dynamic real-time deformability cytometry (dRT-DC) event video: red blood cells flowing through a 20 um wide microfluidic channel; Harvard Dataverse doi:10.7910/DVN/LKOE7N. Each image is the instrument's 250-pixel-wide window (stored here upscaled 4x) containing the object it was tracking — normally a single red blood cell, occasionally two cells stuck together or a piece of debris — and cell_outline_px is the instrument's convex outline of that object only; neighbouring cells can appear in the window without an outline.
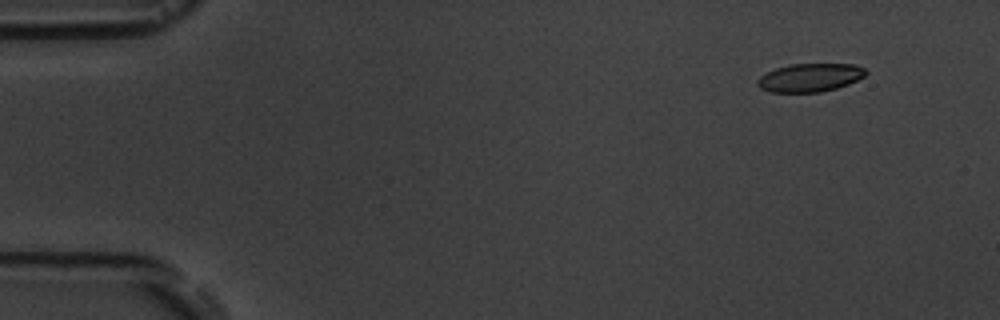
{"species": "common noctule bat (a hibernating species)", "species_latin": "Nyctalus noctula", "temperature_condition": "room temperature", "stored_images_in_passage": 5, "camera_frame_rate_fps": 3000, "um_per_image_px": 0.085, "animal": {"sex": "male", "body_mass_g": 19.5, "forearm_length_mm": 54.6}, "frame": {"image": 1, "passage_image": 2, "time_ms": 1.0, "image_size_px": [1000, 320], "cell_outline_px": [[868, 72], [864, 76], [848, 84], [836, 88], [820, 92], [772, 92], [760, 88], [756, 84], [756, 80], [760, 76], [776, 68], [792, 64], [856, 64], [864, 68]], "centroid_in_image_um": [68.84, 6.59], "position_along_channel_um": 16.2, "area_um2": 17.8}}